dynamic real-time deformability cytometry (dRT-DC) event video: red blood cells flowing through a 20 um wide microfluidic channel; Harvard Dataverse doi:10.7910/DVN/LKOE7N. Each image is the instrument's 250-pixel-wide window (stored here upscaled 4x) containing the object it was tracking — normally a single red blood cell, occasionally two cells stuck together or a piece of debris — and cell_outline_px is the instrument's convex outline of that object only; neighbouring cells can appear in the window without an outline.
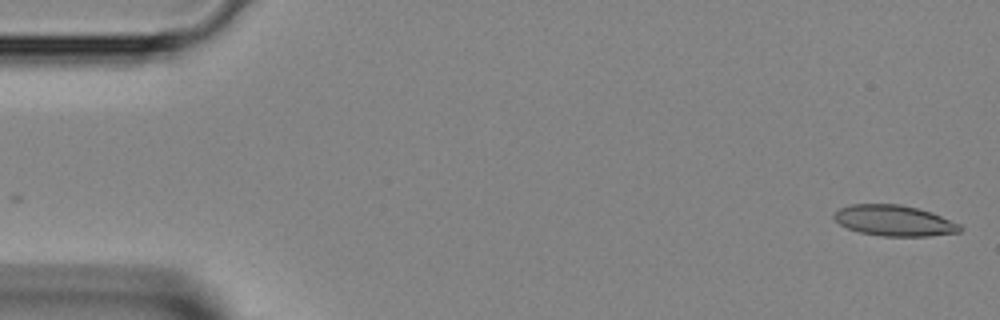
{"species": "Egyptian fruit bat (a non-hibernating species)", "species_latin": "Rousettus aegyptiacus", "temperature_condition": "room temperature", "stored_images_in_passage": 43, "camera_frame_rate_fps": 3000, "um_per_image_px": 0.085, "animal": {"sex": "female"}, "frame": {"image": 1, "passage_image": 1, "time_ms": 0.0, "image_size_px": [1000, 320], "cell_outline_px": [[960, 232], [928, 236], [880, 236], [860, 232], [848, 228], [840, 224], [832, 216], [840, 208], [852, 204], [900, 204], [932, 212], [960, 224]], "centroid_in_image_um": [76.0, 18.75], "position_along_channel_um": 9.0, "area_um2": 22.43}}
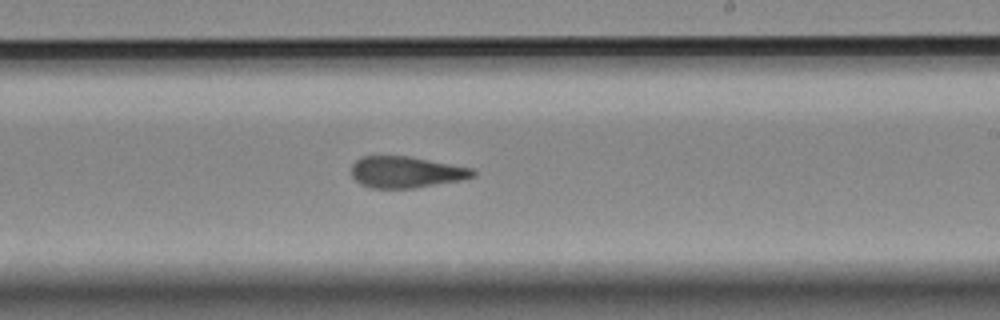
{"frame": {"image": 2, "passage_image": 25, "time_ms": 8.0, "image_size_px": [1000, 320], "cell_outline_px": [[476, 176], [460, 180], [416, 188], [368, 188], [360, 184], [352, 176], [352, 164], [360, 156], [408, 156], [472, 168], [476, 172]], "centroid_in_image_um": [34.49, 14.63], "position_along_channel_um": 254.5, "area_um2": 22.25}}
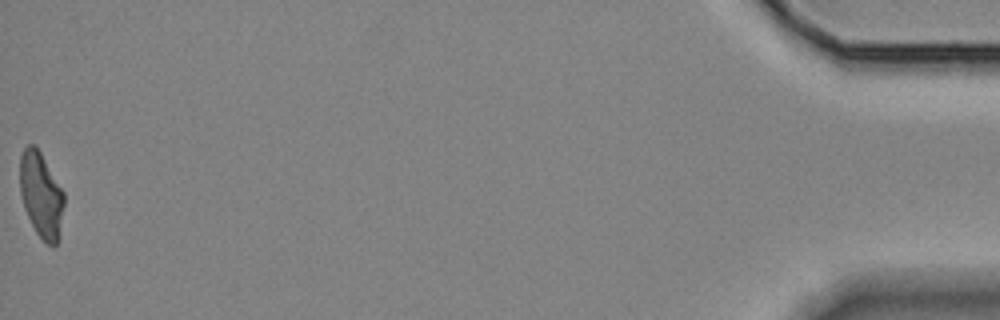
{"frame": {"image": 3, "passage_image": 43, "time_ms": 14.0, "image_size_px": [1000, 320], "cell_outline_px": [[64, 204], [56, 244], [52, 248], [36, 232], [24, 208], [20, 192], [20, 156], [24, 148], [28, 144], [32, 144], [40, 152], [64, 192]], "centroid_in_image_um": [3.48, 16.55], "position_along_channel_um": 431.7, "area_um2": 21.5}}